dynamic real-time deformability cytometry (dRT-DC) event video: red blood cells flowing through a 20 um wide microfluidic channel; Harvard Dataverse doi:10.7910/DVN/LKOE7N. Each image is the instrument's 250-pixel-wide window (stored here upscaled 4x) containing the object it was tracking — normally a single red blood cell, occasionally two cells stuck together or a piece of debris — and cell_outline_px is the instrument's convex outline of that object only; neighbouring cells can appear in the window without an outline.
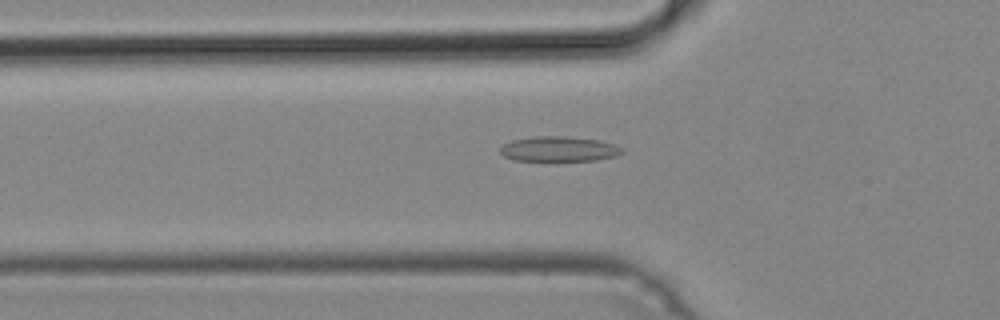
{"species": "common noctule bat (a hibernating species)", "species_latin": "Nyctalus noctula", "temperature_condition": "cold", "stored_images_in_passage": 29, "camera_frame_rate_fps": 3000, "um_per_image_px": 0.085, "animal": {"sex": "male", "body_mass_g": 19.2, "forearm_length_mm": 51.8}, "frame": {"image": 1, "passage_image": 2, "time_ms": 0.333, "image_size_px": [1000, 320], "cell_outline_px": [[624, 152], [616, 156], [596, 160], [556, 164], [512, 160], [504, 156], [500, 152], [500, 148], [504, 144], [512, 140], [536, 136], [564, 136], [600, 140], [616, 144], [624, 148]], "centroid_in_image_um": [47.52, 12.72], "position_along_channel_um": 78.3, "area_um2": 19.02}}
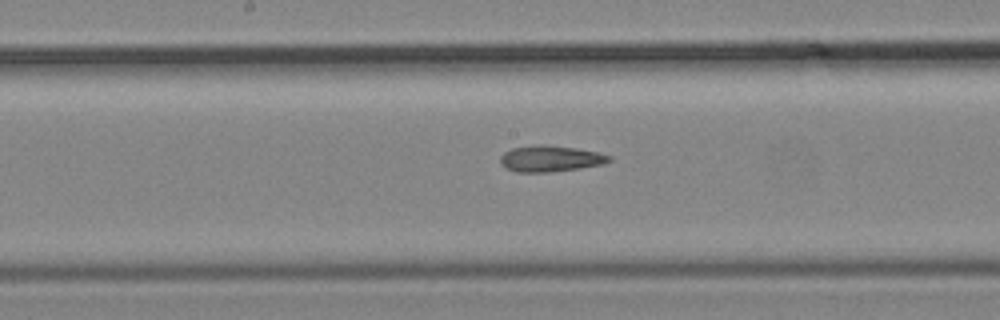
{"frame": {"image": 2, "passage_image": 11, "time_ms": 3.333, "image_size_px": [1000, 320], "cell_outline_px": [[612, 160], [604, 164], [580, 168], [548, 172], [516, 172], [504, 168], [500, 164], [500, 156], [504, 152], [512, 148], [536, 144], [544, 144], [576, 148], [596, 152], [612, 156]], "centroid_in_image_um": [46.75, 13.48], "position_along_channel_um": 201.4, "area_um2": 16.76}}
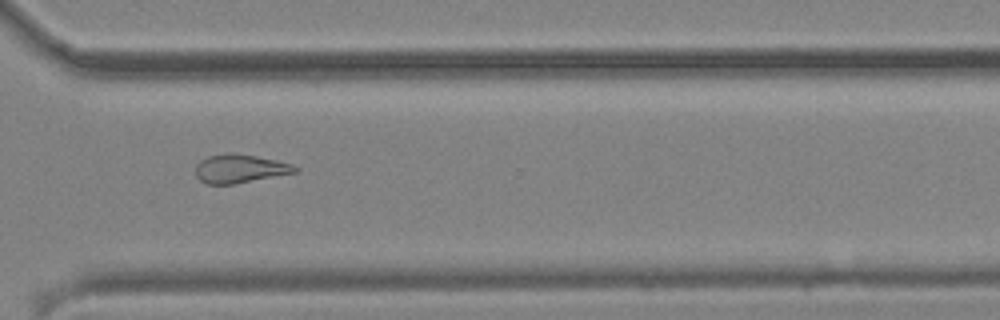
{"frame": {"image": 3, "passage_image": 22, "time_ms": 7.0, "image_size_px": [1000, 320], "cell_outline_px": [[300, 172], [236, 184], [208, 184], [200, 180], [196, 176], [196, 164], [200, 160], [208, 156], [256, 156], [276, 160], [292, 164], [300, 168]], "centroid_in_image_um": [20.46, 14.39], "position_along_channel_um": 350.1, "area_um2": 16.13}}